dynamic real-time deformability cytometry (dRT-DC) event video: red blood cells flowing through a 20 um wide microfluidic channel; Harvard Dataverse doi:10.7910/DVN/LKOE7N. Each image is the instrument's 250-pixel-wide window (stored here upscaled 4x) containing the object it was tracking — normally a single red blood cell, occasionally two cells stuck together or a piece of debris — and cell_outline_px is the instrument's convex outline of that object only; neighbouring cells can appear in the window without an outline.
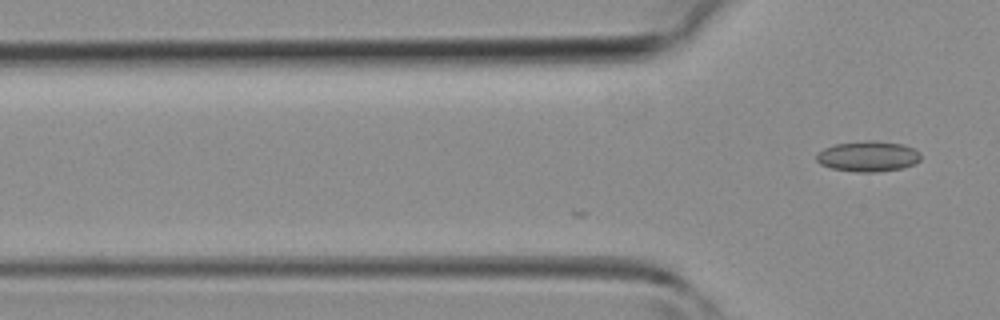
{"species": "common noctule bat (a hibernating species)", "species_latin": "Nyctalus noctula", "temperature_condition": "room temperature", "stored_images_in_passage": 11, "camera_frame_rate_fps": 3000, "um_per_image_px": 0.085, "animal": {"sex": "female", "body_mass_g": 19.3, "forearm_length_mm": 54.1}, "frame": {"image": 1, "passage_image": 11, "time_ms": 3.333, "image_size_px": [1000, 320], "cell_outline_px": [[920, 160], [912, 164], [900, 168], [876, 172], [856, 172], [832, 168], [820, 164], [816, 160], [816, 156], [824, 148], [836, 144], [864, 140], [876, 140], [904, 144], [920, 152]], "centroid_in_image_um": [73.78, 13.27], "position_along_channel_um": 52.0, "area_um2": 18.5}}